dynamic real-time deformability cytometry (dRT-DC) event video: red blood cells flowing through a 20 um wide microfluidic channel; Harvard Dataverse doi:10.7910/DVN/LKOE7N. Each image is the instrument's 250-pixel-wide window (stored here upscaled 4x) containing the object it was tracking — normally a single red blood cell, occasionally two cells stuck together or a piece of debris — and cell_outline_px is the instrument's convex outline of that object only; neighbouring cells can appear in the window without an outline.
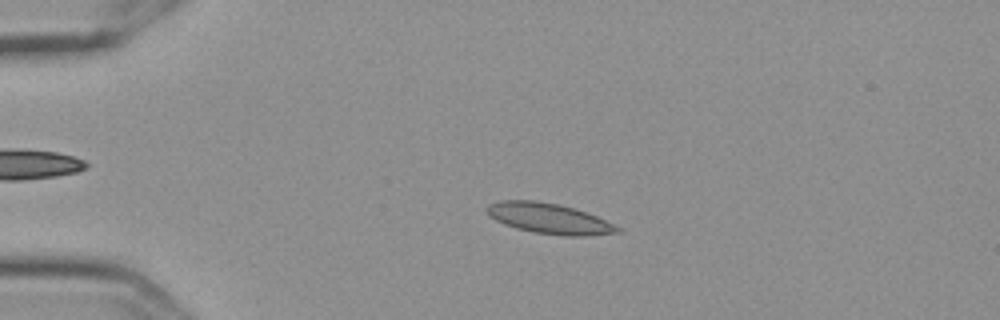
{"species": "Egyptian fruit bat (a non-hibernating species)", "species_latin": "Rousettus aegyptiacus", "temperature_condition": "cold", "stored_images_in_passage": 57, "camera_frame_rate_fps": 3000, "um_per_image_px": 0.085, "frame": {"image": 1, "passage_image": 13, "time_ms": 4.0, "image_size_px": [1000, 320], "cell_outline_px": [[620, 232], [588, 236], [564, 236], [536, 232], [516, 228], [504, 224], [488, 216], [484, 208], [488, 204], [500, 200], [532, 200], [560, 204], [576, 208], [596, 216], [620, 228]], "centroid_in_image_um": [46.62, 18.56], "position_along_channel_um": 38.4, "area_um2": 23.24}}
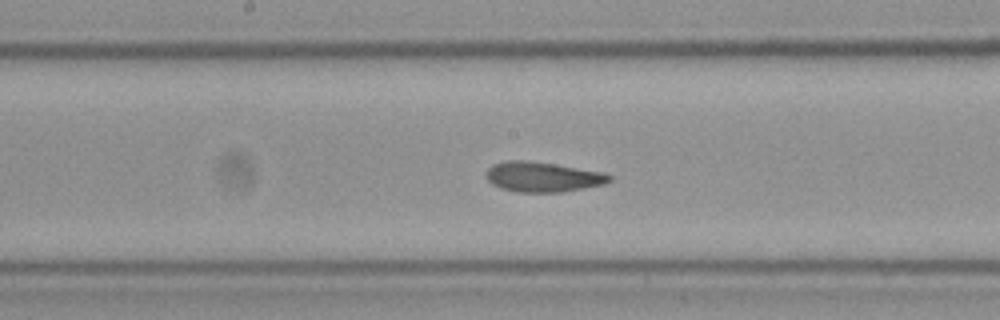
{"frame": {"image": 2, "passage_image": 30, "time_ms": 9.667, "image_size_px": [1000, 320], "cell_outline_px": [[612, 180], [604, 184], [564, 192], [516, 192], [500, 188], [492, 184], [488, 180], [488, 168], [492, 164], [508, 160], [528, 160], [604, 172], [612, 176]], "centroid_in_image_um": [46.15, 15.04], "position_along_channel_um": 202.1, "area_um2": 21.56}}
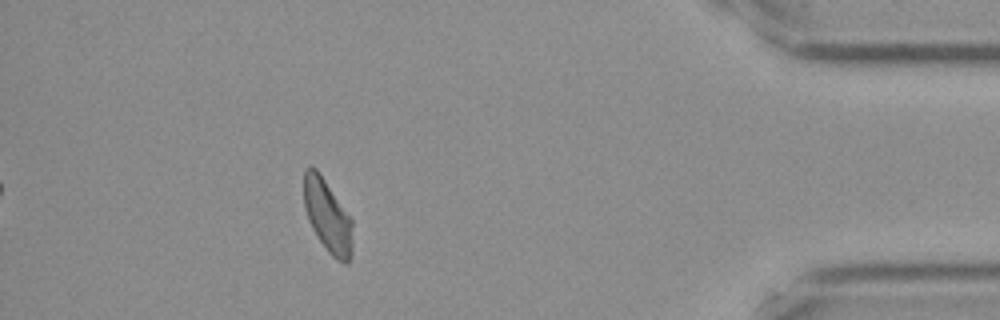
{"frame": {"image": 3, "passage_image": 51, "time_ms": 16.667, "image_size_px": [1000, 320], "cell_outline_px": [[352, 252], [348, 264], [344, 264], [336, 260], [328, 252], [312, 228], [308, 220], [304, 208], [304, 168], [316, 168], [352, 220]], "centroid_in_image_um": [27.84, 18.41], "position_along_channel_um": 407.4, "area_um2": 20.4}, "authors_computed_cell_mechanics": {"area_um2": 21.675, "velocity_mm_per_s": 3.585, "shape_relaxation_time_tau1_ms": 7.6612, "shape_relaxation_time_tau2_ms": 2.0508, "deformation_change_tau1": 0.1464, "deformation_change_tau2": 0.0742}}